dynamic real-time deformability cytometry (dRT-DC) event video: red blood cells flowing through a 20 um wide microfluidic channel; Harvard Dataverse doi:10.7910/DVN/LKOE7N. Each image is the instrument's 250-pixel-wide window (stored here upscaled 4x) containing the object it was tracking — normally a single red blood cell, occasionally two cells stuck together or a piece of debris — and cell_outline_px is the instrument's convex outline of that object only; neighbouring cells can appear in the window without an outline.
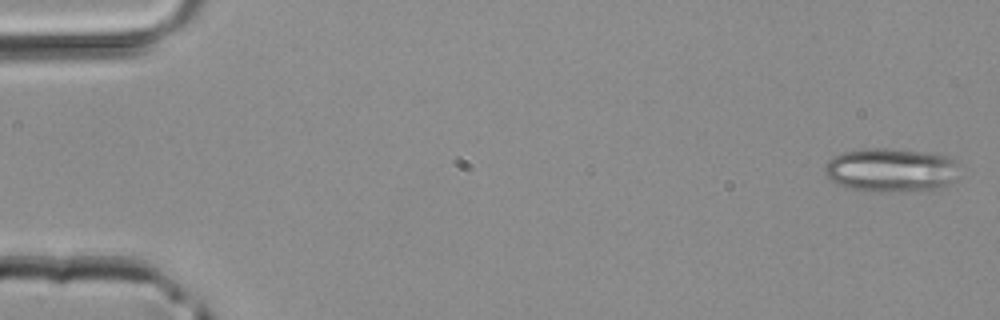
{"species": "common noctule bat (a hibernating species)", "species_latin": "Nyctalus noctula", "temperature_condition": "room temperature", "stored_images_in_passage": 5, "segment_of_instrument_passage": [2, 2], "camera_frame_rate_fps": 3000, "um_per_image_px": 0.085, "animal": {"sex": "male", "body_mass_g": 20.4}, "frame": {"image": 1, "passage_image": 5, "time_ms": 1.333, "image_size_px": [1000, 320], "cell_outline_px": [[952, 180], [948, 184], [932, 188], [856, 188], [840, 184], [832, 180], [824, 172], [824, 164], [832, 156], [844, 152], [864, 148], [884, 148], [920, 152], [948, 156], [952, 160]], "centroid_in_image_um": [75.59, 14.36], "position_along_channel_um": 9.4, "area_um2": 31.79}}